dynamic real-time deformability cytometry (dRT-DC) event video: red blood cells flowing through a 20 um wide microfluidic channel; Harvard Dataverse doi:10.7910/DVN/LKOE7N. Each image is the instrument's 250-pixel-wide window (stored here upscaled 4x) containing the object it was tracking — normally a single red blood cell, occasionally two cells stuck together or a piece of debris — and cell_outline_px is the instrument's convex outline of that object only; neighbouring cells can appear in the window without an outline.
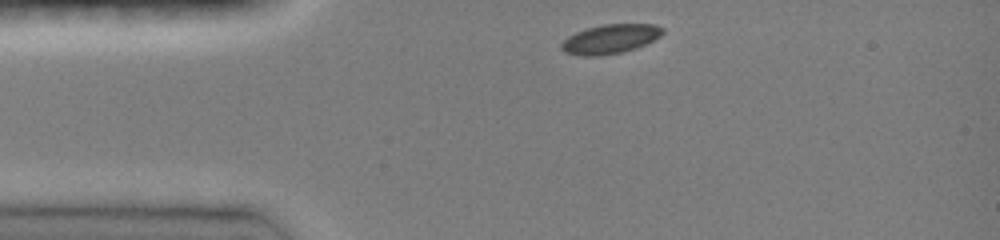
{"species": "common noctule bat (a hibernating species)", "species_latin": "Nyctalus noctula", "temperature_condition": "room temperature", "stored_images_in_passage": 34, "camera_frame_rate_fps": 3000, "um_per_image_px": 0.085, "animal": {"sex": "female", "body_mass_g": 19.0, "forearm_length_mm": 51.5}, "frame": {"image": 1, "passage_image": 1, "time_ms": 0.0, "image_size_px": [1000, 240], "cell_outline_px": [[664, 32], [660, 36], [636, 48], [624, 52], [600, 56], [580, 56], [564, 52], [560, 48], [560, 44], [568, 36], [576, 32], [588, 28], [604, 24], [652, 24], [664, 28]], "centroid_in_image_um": [51.84, 3.33], "position_along_channel_um": 33.2, "area_um2": 17.28}}
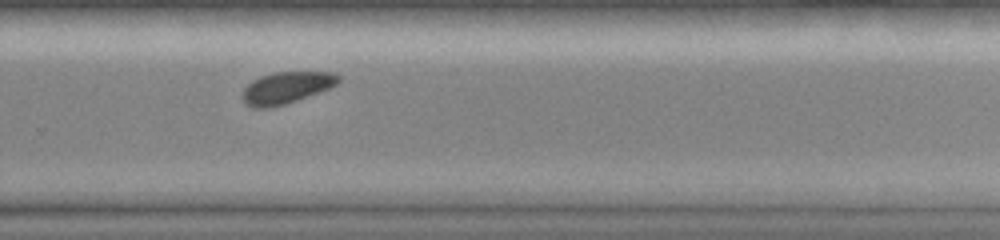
{"frame": {"image": 2, "passage_image": 24, "time_ms": 7.667, "image_size_px": [1000, 240], "cell_outline_px": [[340, 80], [336, 84], [328, 88], [296, 100], [284, 104], [268, 108], [256, 108], [248, 104], [244, 100], [244, 88], [252, 80], [260, 76], [272, 72], [332, 72], [340, 76]], "centroid_in_image_um": [24.34, 7.43], "position_along_channel_um": 305.5, "area_um2": 17.34}}
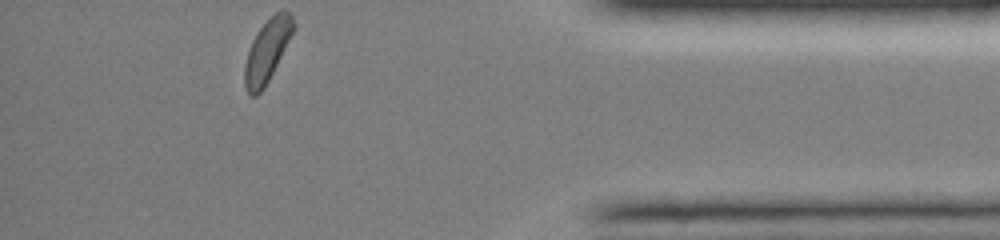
{"frame": {"image": 3, "passage_image": 34, "time_ms": 11.0, "image_size_px": [1000, 240], "cell_outline_px": [[296, 28], [264, 88], [256, 96], [248, 96], [244, 84], [244, 64], [252, 40], [260, 28], [276, 12], [288, 12], [292, 16], [296, 24]], "centroid_in_image_um": [22.7, 4.35], "position_along_channel_um": 412.5, "area_um2": 17.57}, "authors_computed_cell_mechanics": {"area_um2": 17.8024, "velocity_mm_per_s": 3.9705, "shape_relaxation_time_tau1_ms": 3.4869, "shape_relaxation_time_tau2_ms": null, "deformation_change_tau1": 0.0771, "deformation_change_tau2": null}}